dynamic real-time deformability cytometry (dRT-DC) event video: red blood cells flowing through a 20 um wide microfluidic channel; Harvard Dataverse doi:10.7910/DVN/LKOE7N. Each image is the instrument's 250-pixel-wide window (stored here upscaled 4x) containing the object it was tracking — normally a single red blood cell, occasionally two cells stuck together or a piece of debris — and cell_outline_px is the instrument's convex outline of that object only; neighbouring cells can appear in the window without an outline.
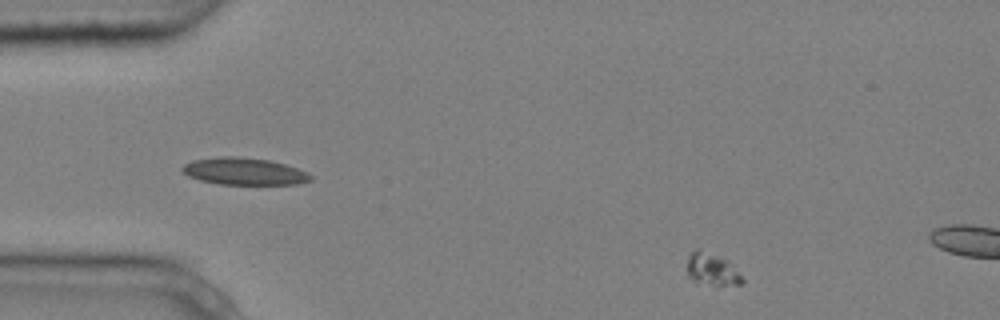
{"species": "common noctule bat (a hibernating species)", "species_latin": "Nyctalus noctula", "temperature_condition": "cold", "stored_images_in_passage": 3, "camera_frame_rate_fps": 3000, "um_per_image_px": 0.085, "animal": {"sex": "male", "body_mass_g": 20.4}, "frame": {"image": 1, "passage_image": 1, "time_ms": 0.0, "image_size_px": [1000, 320], "cell_outline_px": [[744, 284], [716, 288], [696, 284], [688, 276], [688, 256], [696, 248], [700, 248], [732, 264], [744, 280]], "centroid_in_image_um": [60.52, 22.99], "position_along_channel_um": 24.5, "area_um2": 10.87}}